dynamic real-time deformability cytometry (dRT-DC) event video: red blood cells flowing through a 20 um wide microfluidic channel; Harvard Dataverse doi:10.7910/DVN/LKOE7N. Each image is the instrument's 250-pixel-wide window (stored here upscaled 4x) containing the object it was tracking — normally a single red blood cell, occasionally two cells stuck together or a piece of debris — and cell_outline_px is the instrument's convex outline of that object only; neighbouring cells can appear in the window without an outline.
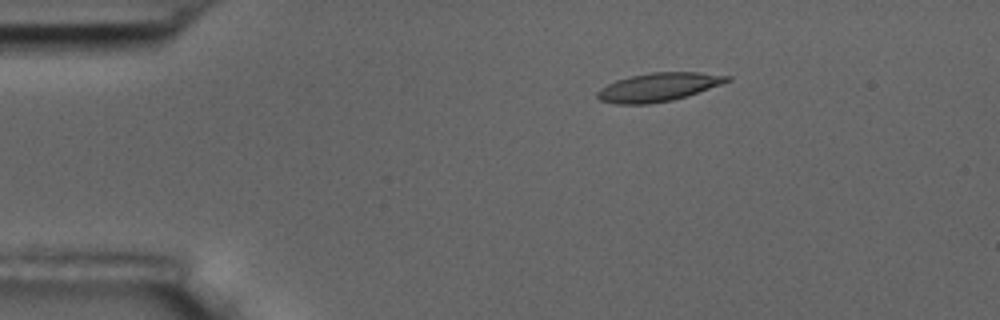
{"species": "common noctule bat (a hibernating species)", "species_latin": "Nyctalus noctula", "temperature_condition": "room temperature", "stored_images_in_passage": 4, "camera_frame_rate_fps": 3000, "um_per_image_px": 0.085, "animal": {"sex": "male", "body_mass_g": 17.5, "forearm_length_mm": 52.3}, "frame": {"image": 1, "passage_image": 1, "time_ms": 0.0, "image_size_px": [1000, 320], "cell_outline_px": [[732, 80], [672, 100], [648, 104], [616, 104], [600, 100], [596, 96], [596, 92], [600, 88], [616, 80], [632, 76], [652, 72], [700, 72], [732, 76]], "centroid_in_image_um": [55.93, 7.4], "position_along_channel_um": 29.1, "area_um2": 21.27}}
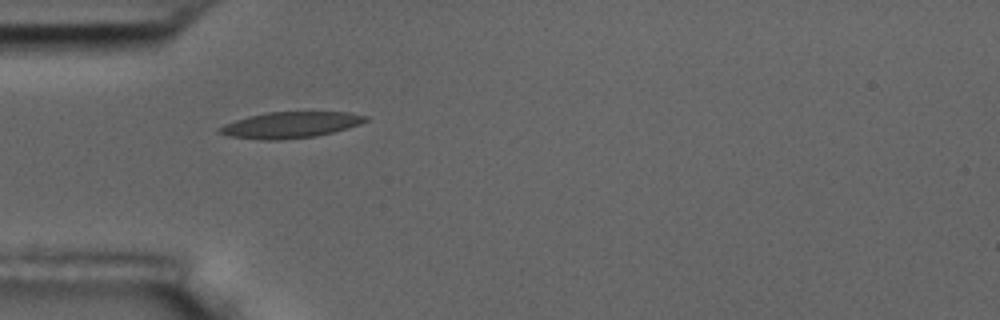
{"frame": {"image": 2, "passage_image": 3, "time_ms": 2.333, "image_size_px": [1000, 320], "cell_outline_px": [[368, 120], [360, 124], [348, 128], [316, 136], [280, 140], [260, 140], [228, 136], [216, 132], [216, 128], [224, 124], [248, 116], [268, 112], [352, 112], [368, 116]], "centroid_in_image_um": [24.66, 10.62], "position_along_channel_um": 60.3, "area_um2": 22.43}}